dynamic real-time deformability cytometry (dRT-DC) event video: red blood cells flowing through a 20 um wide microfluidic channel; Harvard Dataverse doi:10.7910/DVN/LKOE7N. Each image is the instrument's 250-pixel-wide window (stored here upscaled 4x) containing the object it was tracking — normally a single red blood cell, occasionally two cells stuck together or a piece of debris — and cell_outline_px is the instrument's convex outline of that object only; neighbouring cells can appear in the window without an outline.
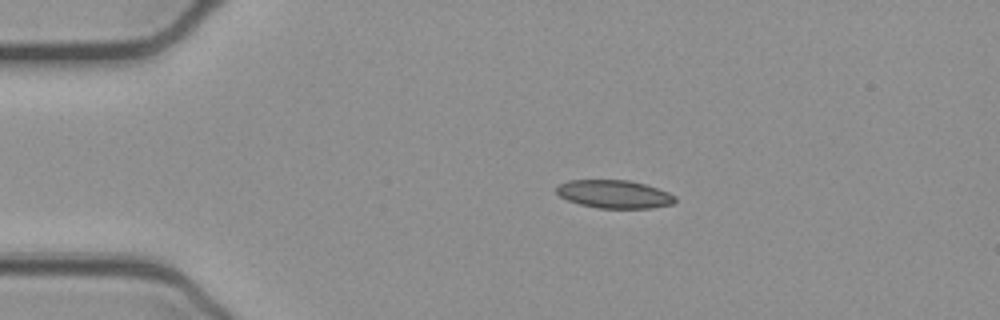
{"species": "common noctule bat (a hibernating species)", "species_latin": "Nyctalus noctula", "temperature_condition": "cold", "stored_images_in_passage": 43, "camera_frame_rate_fps": 3000, "um_per_image_px": 0.085, "animal": {"sex": "female", "body_mass_g": 21.9}, "frame": {"image": 1, "passage_image": 1, "time_ms": 0.0, "image_size_px": [1000, 320], "cell_outline_px": [[676, 200], [672, 204], [652, 208], [600, 208], [580, 204], [568, 200], [560, 196], [556, 192], [556, 188], [560, 184], [568, 180], [628, 180], [644, 184], [668, 192], [676, 196]], "centroid_in_image_um": [52.22, 16.5], "position_along_channel_um": 32.8, "area_um2": 19.31}}
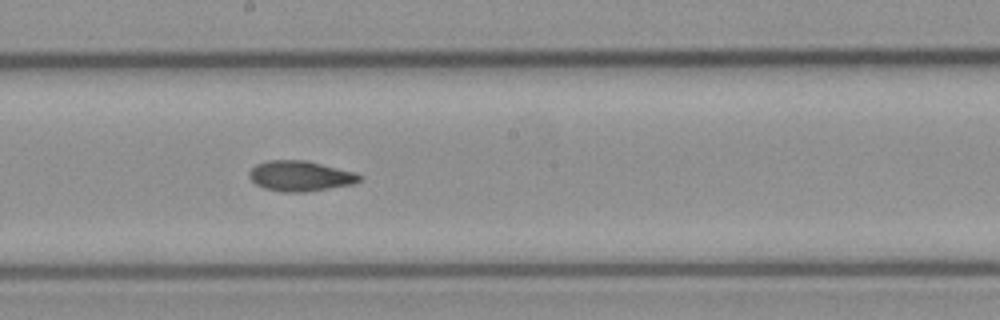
{"frame": {"image": 2, "passage_image": 19, "time_ms": 6.0, "image_size_px": [1000, 320], "cell_outline_px": [[364, 176], [360, 180], [352, 184], [304, 192], [280, 192], [264, 188], [256, 184], [248, 176], [248, 172], [256, 164], [268, 160], [304, 160], [356, 172]], "centroid_in_image_um": [25.51, 14.96], "position_along_channel_um": 222.7, "area_um2": 19.48}}
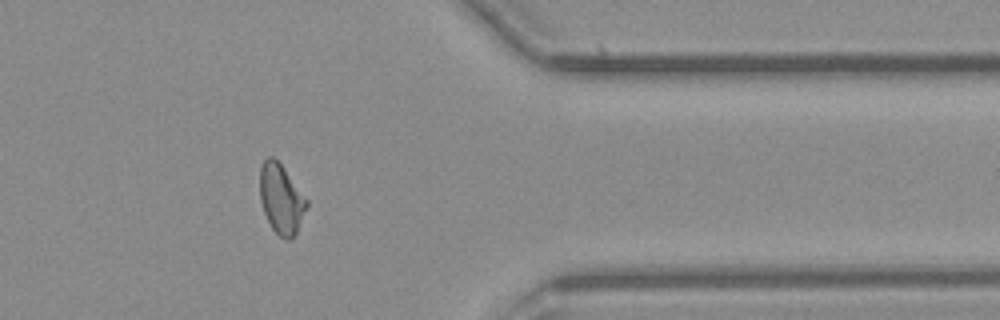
{"frame": {"image": 3, "passage_image": 33, "time_ms": 10.667, "image_size_px": [1000, 320], "cell_outline_px": [[308, 204], [296, 232], [292, 240], [288, 240], [280, 236], [272, 228], [264, 212], [260, 200], [260, 164], [268, 156], [272, 156], [284, 168], [308, 200]], "centroid_in_image_um": [23.89, 16.89], "position_along_channel_um": 387.5, "area_um2": 18.79}, "authors_computed_cell_mechanics": {"area_um2": 19.3052, "velocity_mm_per_s": 3.9065, "shape_relaxation_time_tau1_ms": null, "shape_relaxation_time_tau2_ms": 3.5002, "deformation_change_tau1": null, "deformation_change_tau2": 0.086}}